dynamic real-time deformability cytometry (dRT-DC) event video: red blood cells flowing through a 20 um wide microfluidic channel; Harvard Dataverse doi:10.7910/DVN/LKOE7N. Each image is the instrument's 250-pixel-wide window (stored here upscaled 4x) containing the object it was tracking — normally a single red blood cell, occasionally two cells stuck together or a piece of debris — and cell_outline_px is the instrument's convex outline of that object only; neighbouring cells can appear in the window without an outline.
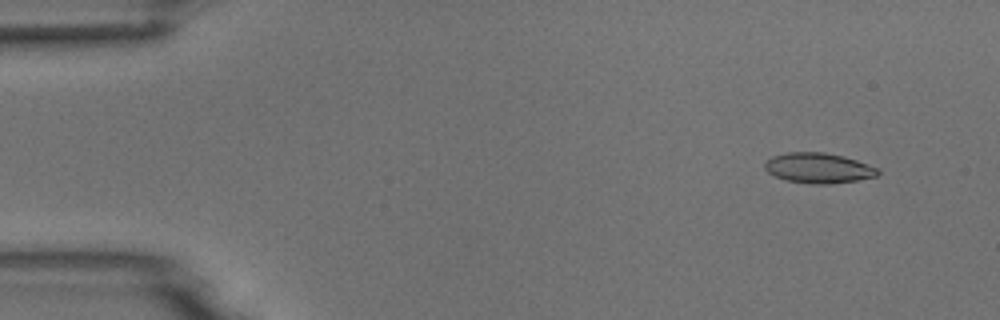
{"species": "common noctule bat (a hibernating species)", "species_latin": "Nyctalus noctula", "temperature_condition": "room temperature", "stored_images_in_passage": 6, "camera_frame_rate_fps": 3000, "um_per_image_px": 0.085, "animal": {"sex": "male", "body_mass_g": 18.8}, "frame": {"image": 1, "passage_image": 2, "time_ms": 1.333, "image_size_px": [1000, 320], "cell_outline_px": [[880, 172], [876, 176], [856, 180], [828, 184], [812, 184], [788, 180], [776, 176], [768, 172], [764, 168], [764, 164], [772, 156], [788, 152], [824, 152], [856, 160], [880, 168]], "centroid_in_image_um": [69.58, 14.28], "position_along_channel_um": 15.4, "area_um2": 19.71}}
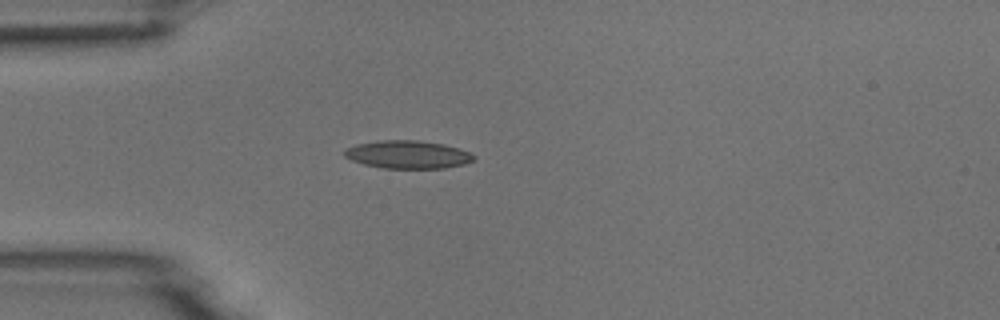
{"frame": {"image": 2, "passage_image": 5, "time_ms": 4.667, "image_size_px": [1000, 320], "cell_outline_px": [[476, 160], [464, 164], [444, 168], [384, 168], [364, 164], [352, 160], [344, 156], [344, 152], [348, 148], [356, 144], [376, 140], [416, 140], [444, 144], [468, 152], [476, 156]], "centroid_in_image_um": [34.67, 13.13], "position_along_channel_um": 50.3, "area_um2": 20.98}}